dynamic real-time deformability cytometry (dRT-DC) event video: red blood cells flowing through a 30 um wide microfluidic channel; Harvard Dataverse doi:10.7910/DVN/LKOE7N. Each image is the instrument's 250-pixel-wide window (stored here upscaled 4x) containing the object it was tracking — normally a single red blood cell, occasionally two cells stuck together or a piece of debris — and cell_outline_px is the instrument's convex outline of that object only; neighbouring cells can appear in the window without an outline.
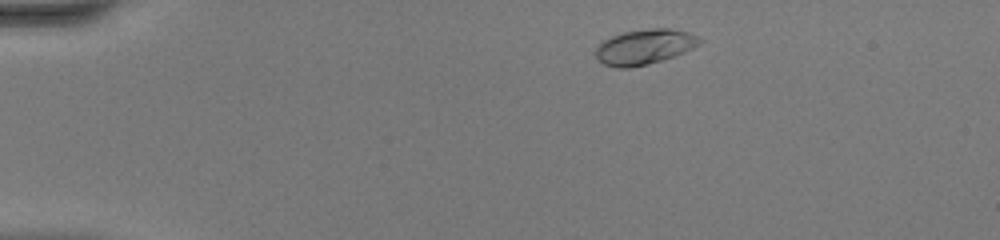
{"species": "common noctule bat (a hibernating species)", "species_latin": "Nyctalus noctula", "temperature_condition": "warm", "stored_images_in_passage": 41, "camera_frame_rate_fps": 3000, "um_per_image_px": 0.085, "animal": {"sex": "female", "body_mass_g": 20.0, "forearm_length_mm": 54.0}, "frame": {"image": 1, "passage_image": 3, "time_ms": 0.667, "image_size_px": [1000, 240], "cell_outline_px": [[704, 40], [700, 44], [684, 52], [648, 64], [628, 68], [616, 68], [604, 64], [596, 60], [596, 48], [604, 40], [612, 36], [624, 32], [652, 28], [668, 28], [688, 32], [700, 36]], "centroid_in_image_um": [54.79, 3.98], "position_along_channel_um": 30.2, "area_um2": 21.21}}
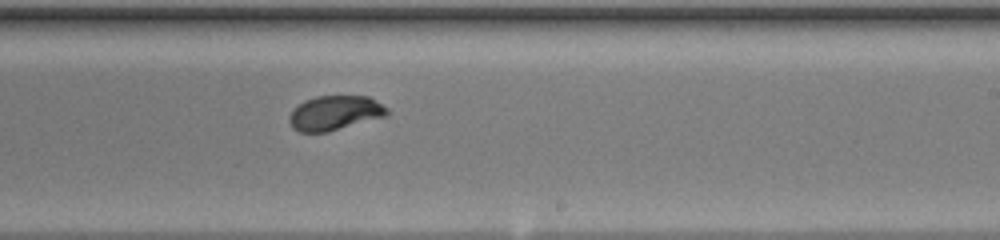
{"frame": {"image": 2, "passage_image": 24, "time_ms": 7.667, "image_size_px": [1000, 240], "cell_outline_px": [[392, 112], [388, 116], [328, 132], [300, 132], [292, 128], [288, 120], [288, 116], [292, 108], [304, 100], [316, 96], [368, 96], [388, 108]], "centroid_in_image_um": [28.46, 9.6], "position_along_channel_um": 260.5, "area_um2": 20.11}}
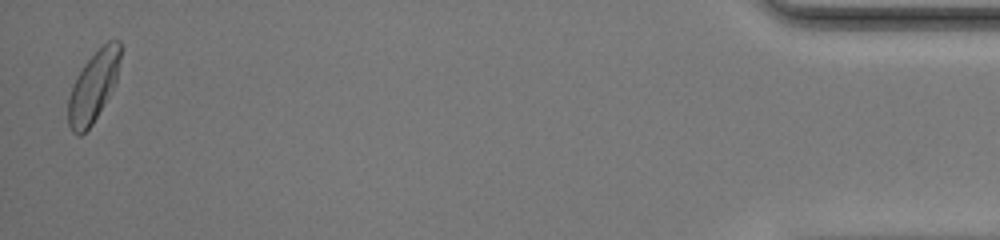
{"frame": {"image": 3, "passage_image": 41, "time_ms": 13.333, "image_size_px": [1000, 240], "cell_outline_px": [[120, 56], [116, 84], [92, 124], [80, 136], [76, 136], [72, 132], [68, 124], [68, 100], [72, 88], [84, 64], [108, 40], [120, 40]], "centroid_in_image_um": [7.94, 7.39], "position_along_channel_um": 427.3, "area_um2": 21.04}, "authors_computed_cell_mechanics": {"area_um2": 20.2878, "velocity_mm_per_s": 4.3734, "shape_relaxation_time_tau1_ms": 2.2734, "shape_relaxation_time_tau2_ms": null, "deformation_change_tau1": 0.1364, "deformation_change_tau2": null}}